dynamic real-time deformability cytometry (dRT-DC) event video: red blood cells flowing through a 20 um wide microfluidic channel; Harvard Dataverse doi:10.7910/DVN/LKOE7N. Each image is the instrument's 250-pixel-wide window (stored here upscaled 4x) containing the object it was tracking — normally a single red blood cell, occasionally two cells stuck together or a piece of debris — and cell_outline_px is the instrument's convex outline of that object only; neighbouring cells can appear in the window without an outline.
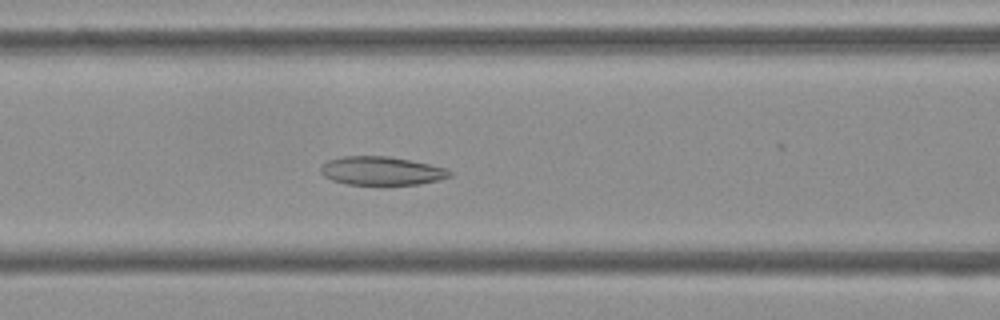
{"species": "Egyptian fruit bat (a non-hibernating species)", "species_latin": "Rousettus aegyptiacus", "temperature_condition": "cold", "stored_images_in_passage": 53, "camera_frame_rate_fps": 3000, "um_per_image_px": 0.085, "frame": {"image": 1, "passage_image": 22, "time_ms": 7.0, "image_size_px": [1000, 320], "cell_outline_px": [[452, 176], [420, 184], [384, 188], [348, 184], [332, 180], [324, 176], [320, 172], [320, 168], [328, 160], [344, 156], [388, 156], [448, 168], [452, 172]], "centroid_in_image_um": [32.44, 14.57], "position_along_channel_um": 134.2, "area_um2": 22.25}}
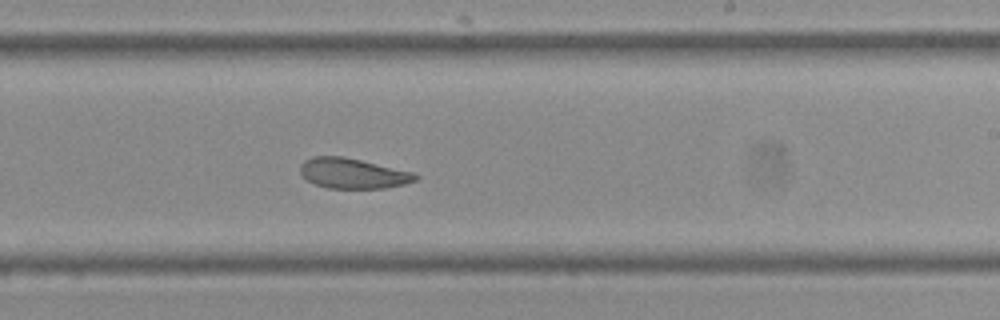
{"frame": {"image": 2, "passage_image": 32, "time_ms": 10.333, "image_size_px": [1000, 320], "cell_outline_px": [[420, 176], [416, 180], [404, 184], [384, 188], [328, 188], [316, 184], [308, 180], [300, 172], [300, 164], [304, 160], [312, 156], [344, 156], [412, 172]], "centroid_in_image_um": [29.97, 14.73], "position_along_channel_um": 259.0, "area_um2": 20.17}}
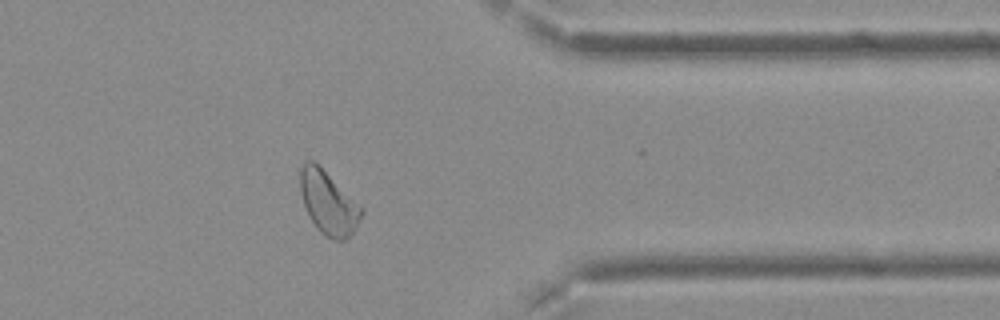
{"frame": {"image": 3, "passage_image": 43, "time_ms": 14.0, "image_size_px": [1000, 320], "cell_outline_px": [[364, 212], [356, 228], [344, 240], [336, 240], [320, 232], [316, 228], [304, 204], [300, 192], [300, 168], [304, 160], [312, 160], [360, 204], [364, 208]], "centroid_in_image_um": [27.91, 17.23], "position_along_channel_um": 383.5, "area_um2": 22.2}, "authors_computed_cell_mechanics": {"area_um2": 23.5824, "velocity_mm_per_s": 3.7524, "shape_relaxation_time_tau1_ms": null, "shape_relaxation_time_tau2_ms": 4.7656, "deformation_change_tau1": null, "deformation_change_tau2": 0.1156}}